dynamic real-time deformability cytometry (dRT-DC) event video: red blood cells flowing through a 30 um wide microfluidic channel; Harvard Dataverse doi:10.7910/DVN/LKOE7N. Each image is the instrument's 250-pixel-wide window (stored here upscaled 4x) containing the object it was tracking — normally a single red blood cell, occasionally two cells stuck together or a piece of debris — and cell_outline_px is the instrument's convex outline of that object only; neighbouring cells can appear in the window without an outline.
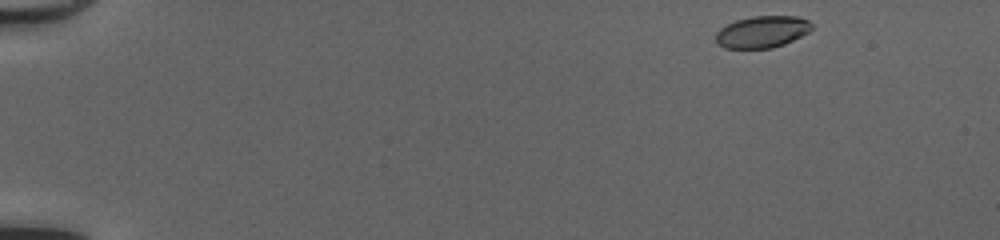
{"species": "common noctule bat (a hibernating species)", "species_latin": "Nyctalus noctula", "temperature_condition": "cold", "stored_images_in_passage": 46, "camera_frame_rate_fps": 3000, "um_per_image_px": 0.085, "animal": {"sex": "female", "body_mass_g": 20.0, "forearm_length_mm": 54.0}, "frame": {"image": 1, "passage_image": 1, "time_ms": 0.0, "image_size_px": [1000, 240], "cell_outline_px": [[812, 28], [808, 32], [784, 44], [772, 48], [724, 48], [716, 44], [716, 32], [720, 28], [736, 20], [752, 16], [800, 16], [808, 20], [812, 24]], "centroid_in_image_um": [64.77, 2.7], "position_along_channel_um": 20.2, "area_um2": 17.8}}
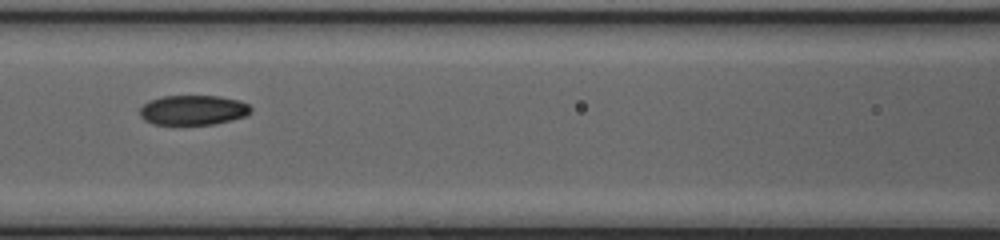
{"frame": {"image": 2, "passage_image": 20, "time_ms": 6.333, "image_size_px": [1000, 240], "cell_outline_px": [[252, 112], [248, 116], [216, 124], [152, 124], [144, 120], [140, 116], [140, 108], [148, 100], [160, 96], [220, 96], [240, 100], [248, 104], [252, 108]], "centroid_in_image_um": [16.44, 9.35], "position_along_channel_um": 150.2, "area_um2": 19.59}}
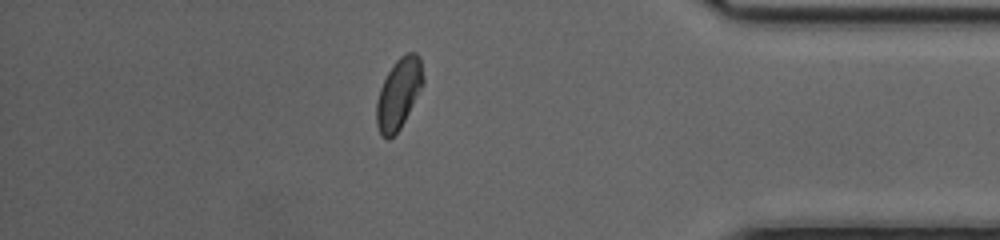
{"frame": {"image": 3, "passage_image": 40, "time_ms": 13.0, "image_size_px": [1000, 240], "cell_outline_px": [[424, 84], [400, 128], [388, 140], [380, 136], [376, 124], [376, 104], [380, 88], [388, 72], [396, 60], [404, 52], [416, 52], [420, 56], [424, 80]], "centroid_in_image_um": [33.89, 7.94], "position_along_channel_um": 401.3, "area_um2": 19.25}, "authors_computed_cell_mechanics": {"area_um2": 19.4208, "velocity_mm_per_s": 4.1561, "shape_relaxation_time_tau1_ms": 3.5374, "shape_relaxation_time_tau2_ms": 1.2394, "deformation_change_tau1": 0.1287, "deformation_change_tau2": 0.0489}}